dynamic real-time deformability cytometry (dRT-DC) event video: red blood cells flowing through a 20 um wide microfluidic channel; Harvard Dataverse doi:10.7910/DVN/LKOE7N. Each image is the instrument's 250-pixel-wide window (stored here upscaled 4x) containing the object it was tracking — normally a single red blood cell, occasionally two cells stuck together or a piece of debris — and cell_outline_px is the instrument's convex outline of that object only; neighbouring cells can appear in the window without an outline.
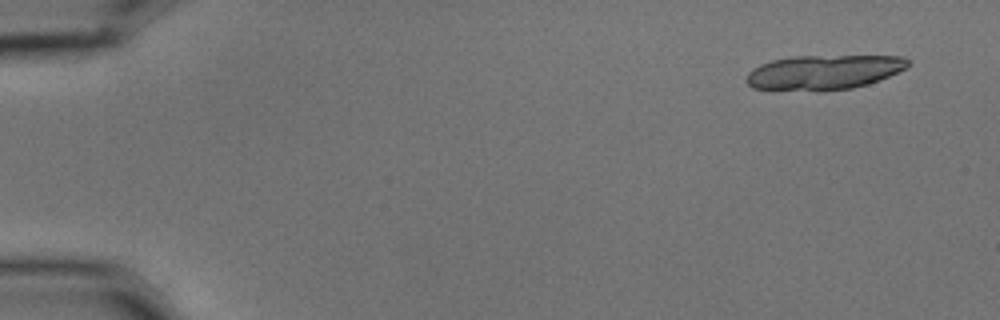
{"species": "common noctule bat (a hibernating species)", "species_latin": "Nyctalus noctula", "temperature_condition": "cold", "stored_images_in_passage": 6, "camera_frame_rate_fps": 3000, "um_per_image_px": 0.085, "animal": {"sex": "male", "body_mass_g": 15.6}, "frame": {"image": 1, "passage_image": 1, "time_ms": 0.0, "image_size_px": [1000, 320], "cell_outline_px": [[908, 64], [904, 68], [880, 80], [868, 84], [852, 88], [820, 92], [772, 92], [752, 88], [744, 80], [748, 72], [752, 68], [760, 64], [772, 60], [792, 56], [904, 56], [908, 60]], "centroid_in_image_um": [69.88, 6.19], "position_along_channel_um": 15.1, "area_um2": 33.58}}